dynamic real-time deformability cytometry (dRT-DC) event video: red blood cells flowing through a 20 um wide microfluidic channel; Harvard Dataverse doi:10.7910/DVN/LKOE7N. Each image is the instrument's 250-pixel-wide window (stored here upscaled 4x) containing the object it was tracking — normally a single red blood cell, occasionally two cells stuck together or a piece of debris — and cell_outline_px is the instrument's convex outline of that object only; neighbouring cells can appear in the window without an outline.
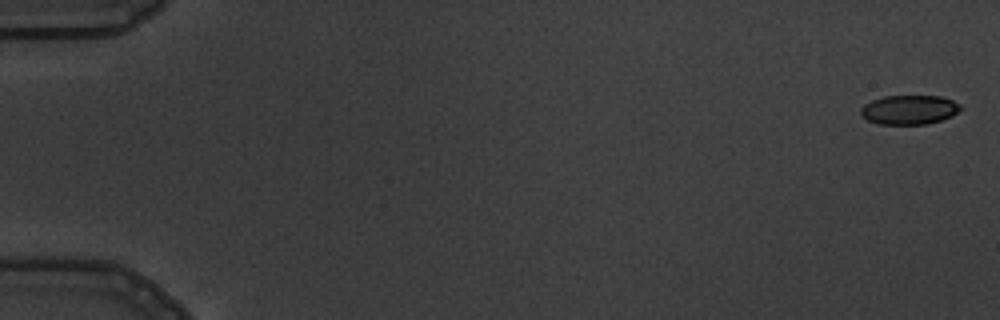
{"species": "common noctule bat (a hibernating species)", "species_latin": "Nyctalus noctula", "temperature_condition": "warm", "stored_images_in_passage": 9, "camera_frame_rate_fps": 3000, "um_per_image_px": 0.085, "animal": {"sex": "male", "body_mass_g": 19.5, "forearm_length_mm": 54.6}, "frame": {"image": 1, "passage_image": 1, "time_ms": 0.0, "image_size_px": [1000, 320], "cell_outline_px": [[960, 108], [952, 116], [928, 124], [880, 124], [868, 120], [860, 116], [860, 108], [864, 104], [872, 100], [884, 96], [940, 96], [952, 100], [960, 104]], "centroid_in_image_um": [77.24, 9.33], "position_along_channel_um": 7.8, "area_um2": 16.99}}
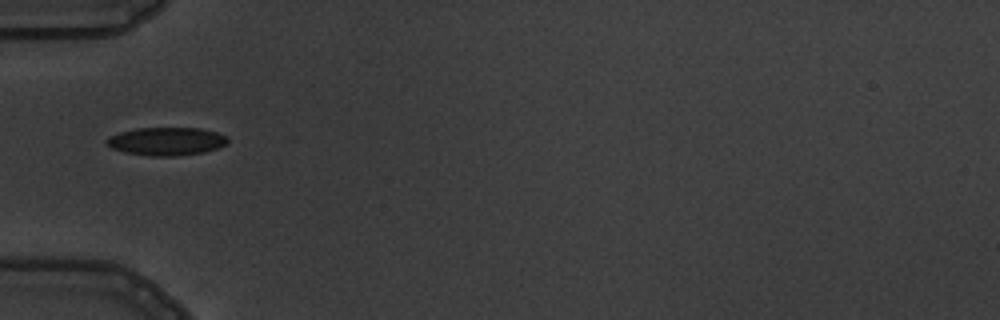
{"frame": {"image": 2, "passage_image": 6, "time_ms": 6.0, "image_size_px": [1000, 320], "cell_outline_px": [[228, 140], [224, 144], [216, 148], [204, 152], [176, 156], [152, 156], [124, 152], [112, 148], [104, 144], [104, 140], [108, 136], [120, 132], [136, 128], [200, 128], [216, 132], [228, 136]], "centroid_in_image_um": [14.09, 12.01], "position_along_channel_um": 70.9, "area_um2": 19.88}}
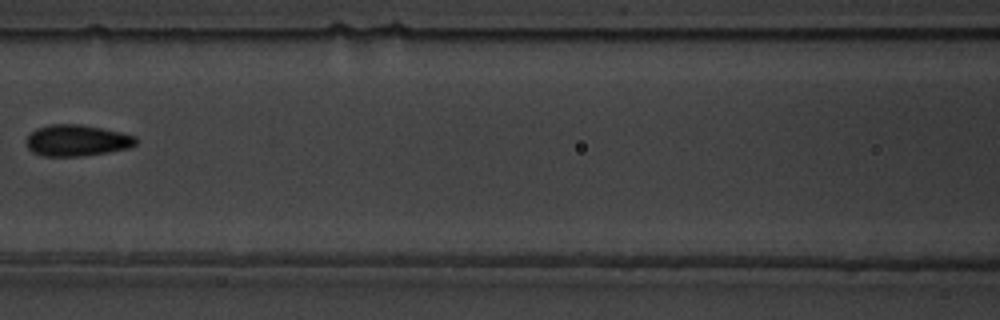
{"frame": {"image": 3, "passage_image": 8, "time_ms": 8.333, "image_size_px": [1000, 320], "cell_outline_px": [[140, 140], [136, 144], [128, 148], [108, 152], [80, 156], [44, 156], [32, 152], [28, 148], [28, 136], [36, 128], [48, 124], [80, 124], [120, 132], [136, 136]], "centroid_in_image_um": [6.56, 11.93], "position_along_channel_um": 160.0, "area_um2": 19.94}}